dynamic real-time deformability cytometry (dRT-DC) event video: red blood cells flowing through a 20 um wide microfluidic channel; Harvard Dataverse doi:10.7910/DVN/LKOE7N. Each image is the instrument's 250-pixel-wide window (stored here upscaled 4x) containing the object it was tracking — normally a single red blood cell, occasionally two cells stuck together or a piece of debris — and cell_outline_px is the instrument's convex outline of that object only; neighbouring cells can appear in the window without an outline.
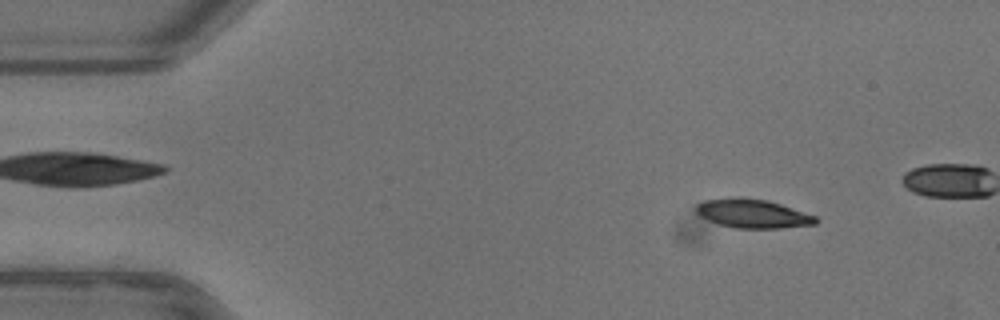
{"species": "common noctule bat (a hibernating species)", "species_latin": "Nyctalus noctula", "temperature_condition": "warm", "stored_images_in_passage": 46, "camera_frame_rate_fps": 3000, "um_per_image_px": 0.085, "animal": {"sex": "female"}, "frame": {"image": 1, "passage_image": 6, "time_ms": 1.667, "image_size_px": [1000, 320], "cell_outline_px": [[820, 220], [816, 224], [780, 228], [732, 228], [708, 220], [700, 216], [696, 212], [696, 204], [704, 200], [736, 196], [740, 196], [768, 200], [816, 216]], "centroid_in_image_um": [63.96, 18.14], "position_along_channel_um": 21.0, "area_um2": 20.29}}
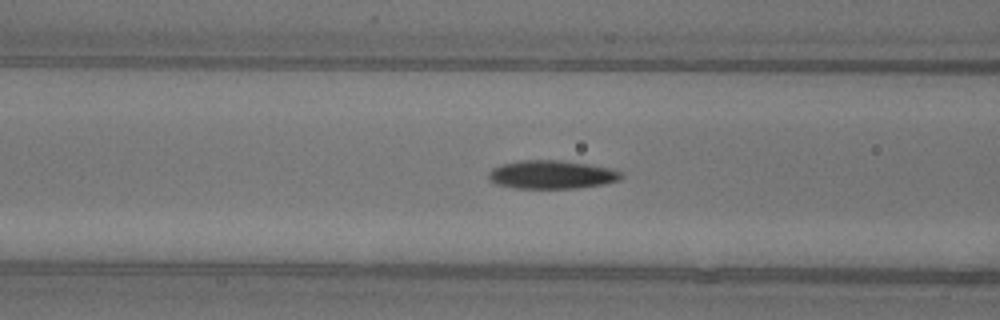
{"frame": {"image": 2, "passage_image": 20, "time_ms": 6.333, "image_size_px": [1000, 320], "cell_outline_px": [[624, 176], [620, 180], [604, 184], [576, 188], [512, 188], [496, 184], [488, 180], [488, 172], [492, 168], [504, 164], [520, 160], [560, 160], [588, 164], [608, 168], [620, 172]], "centroid_in_image_um": [46.86, 14.85], "position_along_channel_um": 119.7, "area_um2": 21.96}}
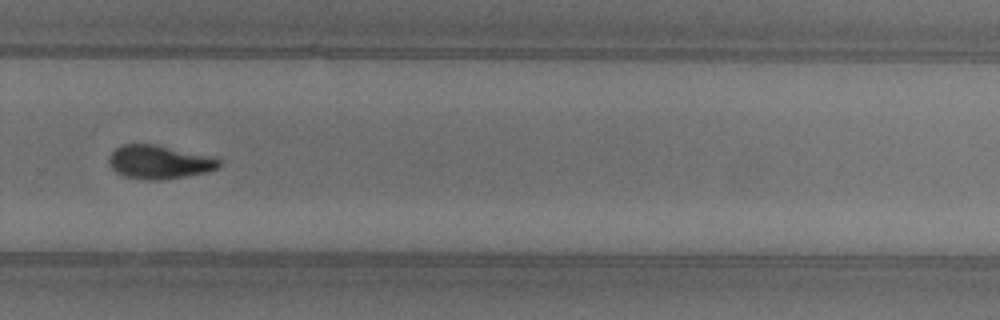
{"frame": {"image": 3, "passage_image": 35, "time_ms": 11.333, "image_size_px": [1000, 320], "cell_outline_px": [[220, 164], [216, 168], [208, 172], [160, 180], [144, 180], [124, 176], [116, 172], [108, 164], [108, 160], [112, 152], [116, 148], [124, 144], [152, 144], [212, 156], [220, 160]], "centroid_in_image_um": [13.5, 13.78], "position_along_channel_um": 316.3, "area_um2": 21.39}, "authors_computed_cell_mechanics": {"area_um2": 21.4727, "velocity_mm_per_s": 3.9358, "shape_relaxation_time_tau1_ms": 4.6039, "shape_relaxation_time_tau2_ms": 4.6219, "deformation_change_tau1": 0.1719, "deformation_change_tau2": 0.097}}